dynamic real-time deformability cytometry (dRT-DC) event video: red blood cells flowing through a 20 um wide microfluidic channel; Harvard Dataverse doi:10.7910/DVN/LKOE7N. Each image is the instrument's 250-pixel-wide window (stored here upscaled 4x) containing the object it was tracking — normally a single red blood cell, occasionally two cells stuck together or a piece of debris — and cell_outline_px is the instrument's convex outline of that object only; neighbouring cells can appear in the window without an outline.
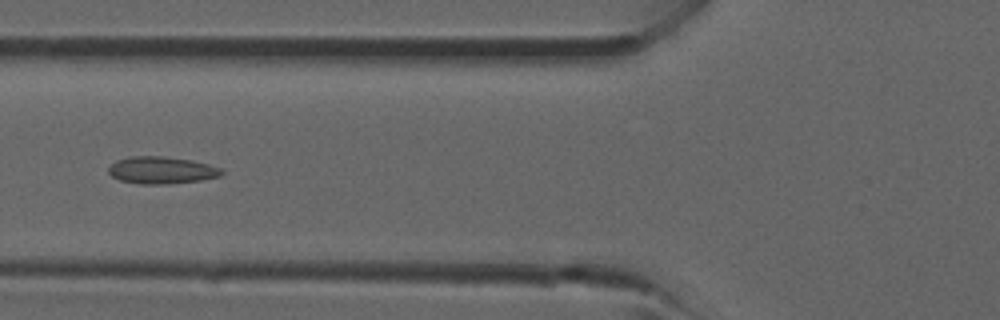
{"species": "common noctule bat (a hibernating species)", "species_latin": "Nyctalus noctula", "temperature_condition": "room temperature", "stored_images_in_passage": 36, "camera_frame_rate_fps": 3000, "um_per_image_px": 0.085, "animal": {"sex": "male", "forearm_length_mm": 52.5}, "frame": {"image": 1, "passage_image": 16, "time_ms": 5.0, "image_size_px": [1000, 320], "cell_outline_px": [[224, 172], [220, 176], [200, 180], [168, 184], [140, 184], [120, 180], [112, 176], [108, 172], [108, 168], [116, 160], [128, 156], [160, 156], [192, 160], [224, 168]], "centroid_in_image_um": [13.74, 14.46], "position_along_channel_um": 112.1, "area_um2": 17.98}}
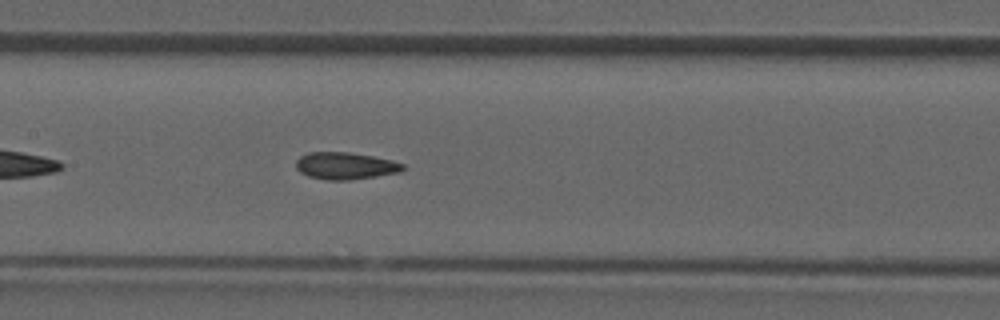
{"frame": {"image": 2, "passage_image": 20, "time_ms": 6.333, "image_size_px": [1000, 320], "cell_outline_px": [[404, 168], [400, 172], [376, 176], [348, 180], [328, 180], [308, 176], [300, 172], [296, 168], [296, 160], [300, 156], [308, 152], [348, 152], [372, 156], [392, 160], [404, 164]], "centroid_in_image_um": [29.33, 14.09], "position_along_channel_um": 178.1, "area_um2": 16.82}}